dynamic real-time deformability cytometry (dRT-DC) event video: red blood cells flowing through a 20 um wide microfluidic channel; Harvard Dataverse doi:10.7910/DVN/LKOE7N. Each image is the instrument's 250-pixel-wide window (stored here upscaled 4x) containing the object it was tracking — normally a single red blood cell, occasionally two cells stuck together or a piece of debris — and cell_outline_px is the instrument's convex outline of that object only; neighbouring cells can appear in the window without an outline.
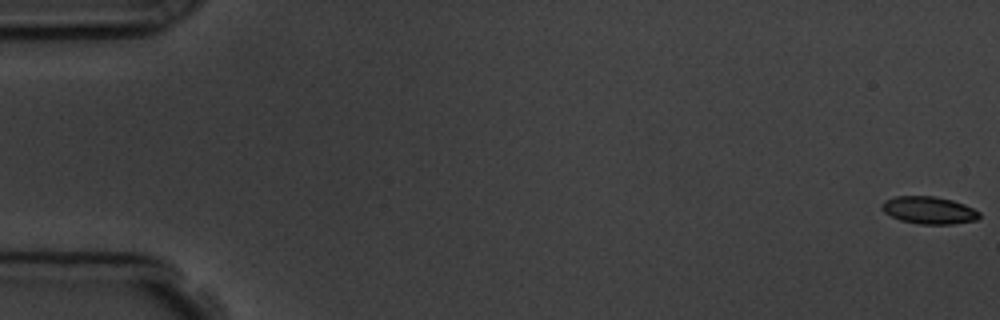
{"species": "common noctule bat (a hibernating species)", "species_latin": "Nyctalus noctula", "temperature_condition": "room temperature", "stored_images_in_passage": 7, "camera_frame_rate_fps": 3000, "um_per_image_px": 0.085, "animal": {"sex": "male", "body_mass_g": 19.5, "forearm_length_mm": 54.6}, "frame": {"image": 1, "passage_image": 1, "time_ms": 0.0, "image_size_px": [1000, 320], "cell_outline_px": [[980, 216], [976, 220], [952, 224], [920, 224], [900, 220], [884, 212], [880, 208], [880, 204], [884, 200], [896, 196], [936, 196], [952, 200], [964, 204], [980, 212]], "centroid_in_image_um": [78.93, 17.86], "position_along_channel_um": 6.1, "area_um2": 15.61}}
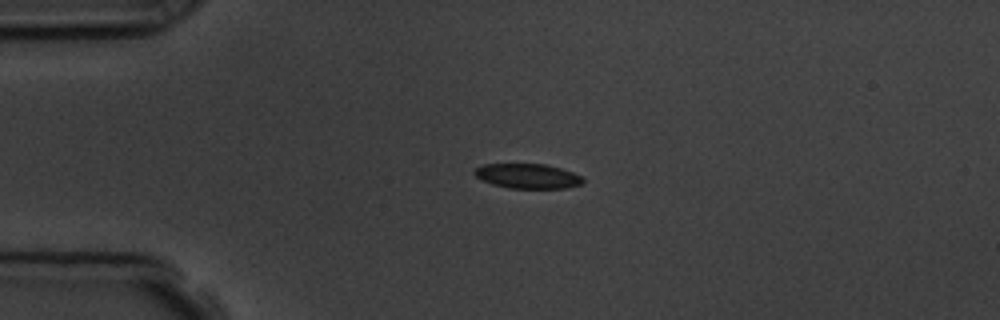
{"frame": {"image": 2, "passage_image": 5, "time_ms": 4.333, "image_size_px": [1000, 320], "cell_outline_px": [[584, 180], [580, 184], [568, 188], [508, 188], [492, 184], [476, 176], [472, 172], [476, 168], [484, 164], [544, 164], [560, 168], [572, 172], [580, 176]], "centroid_in_image_um": [44.84, 14.97], "position_along_channel_um": 40.2, "area_um2": 15.49}}